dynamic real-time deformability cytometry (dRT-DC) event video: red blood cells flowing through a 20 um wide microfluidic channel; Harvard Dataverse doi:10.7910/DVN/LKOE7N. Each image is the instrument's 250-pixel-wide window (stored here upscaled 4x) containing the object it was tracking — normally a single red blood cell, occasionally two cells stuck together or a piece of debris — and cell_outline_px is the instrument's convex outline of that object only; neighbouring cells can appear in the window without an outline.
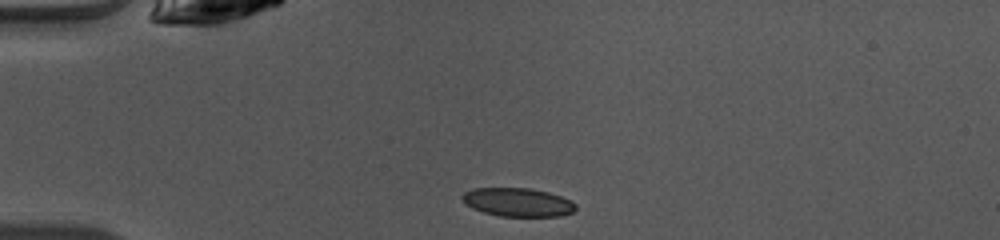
{"species": "common noctule bat (a hibernating species)", "species_latin": "Nyctalus noctula", "temperature_condition": "warm", "stored_images_in_passage": 38, "camera_frame_rate_fps": 3000, "um_per_image_px": 0.085, "animal": {"sex": "female", "body_mass_g": 10.0, "forearm_length_mm": 53.1}, "frame": {"image": 1, "passage_image": 1, "time_ms": 0.0, "image_size_px": [1000, 240], "cell_outline_px": [[576, 208], [572, 212], [560, 216], [500, 216], [484, 212], [472, 208], [460, 196], [464, 192], [472, 188], [532, 188], [548, 192], [572, 200], [576, 204]], "centroid_in_image_um": [44.03, 17.18], "position_along_channel_um": 41.0, "area_um2": 18.84}}
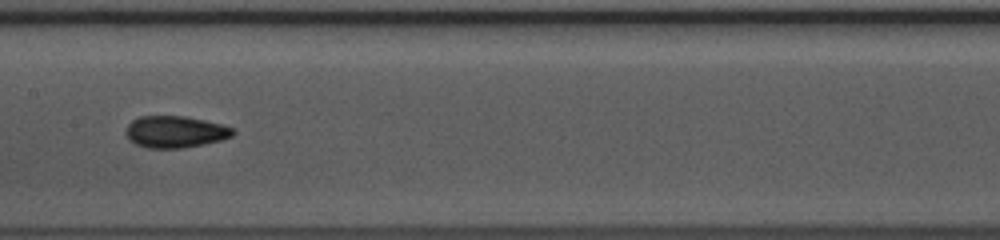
{"frame": {"image": 2, "passage_image": 14, "time_ms": 4.333, "image_size_px": [1000, 240], "cell_outline_px": [[236, 132], [232, 136], [220, 140], [204, 144], [184, 148], [148, 148], [136, 144], [128, 140], [128, 124], [132, 120], [140, 116], [184, 116], [204, 120], [220, 124], [232, 128]], "centroid_in_image_um": [14.9, 11.21], "position_along_channel_um": 192.5, "area_um2": 19.65}}
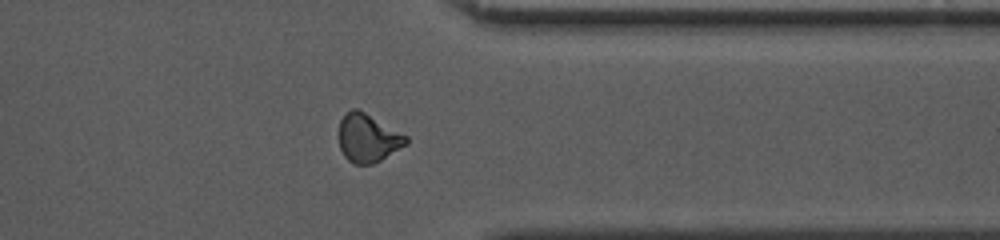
{"frame": {"image": 3, "passage_image": 28, "time_ms": 9.0, "image_size_px": [1000, 240], "cell_outline_px": [[408, 144], [380, 160], [372, 164], [352, 164], [344, 156], [340, 148], [336, 136], [340, 120], [352, 108], [356, 108], [364, 112], [408, 136]], "centroid_in_image_um": [31.23, 11.74], "position_along_channel_um": 380.2, "area_um2": 19.07}, "authors_computed_cell_mechanics": {"area_um2": 19.0162, "velocity_mm_per_s": 4.0952, "shape_relaxation_time_tau1_ms": 6.8733, "shape_relaxation_time_tau2_ms": 2.4201, "deformation_change_tau1": 0.1589, "deformation_change_tau2": 0.052}}